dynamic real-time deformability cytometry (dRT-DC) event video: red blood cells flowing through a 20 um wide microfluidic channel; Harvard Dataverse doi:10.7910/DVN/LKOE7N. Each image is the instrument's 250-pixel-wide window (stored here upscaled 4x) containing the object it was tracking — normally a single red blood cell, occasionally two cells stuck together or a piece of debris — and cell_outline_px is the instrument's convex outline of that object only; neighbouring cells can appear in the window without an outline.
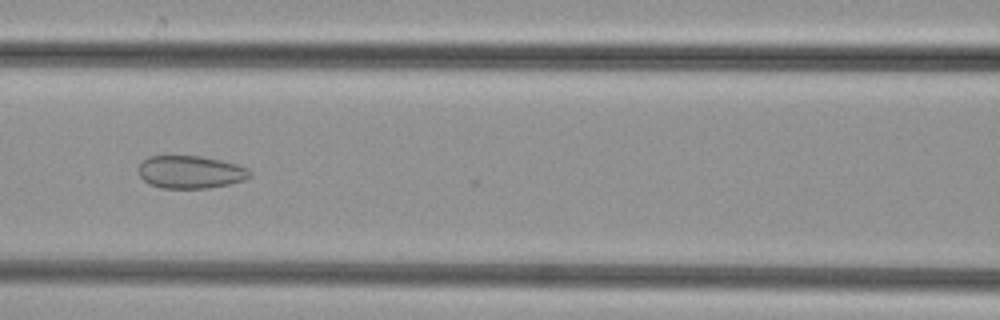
{"species": "common noctule bat (a hibernating species)", "species_latin": "Nyctalus noctula", "temperature_condition": "cold", "stored_images_in_passage": 51, "camera_frame_rate_fps": 3000, "um_per_image_px": 0.085, "animal": {"sex": "female", "body_mass_g": 29.2, "forearm_length_mm": 56.3}, "frame": {"image": 1, "passage_image": 23, "time_ms": 7.333, "image_size_px": [1000, 320], "cell_outline_px": [[252, 176], [244, 180], [228, 184], [208, 188], [160, 188], [148, 184], [140, 176], [140, 164], [148, 156], [200, 156], [220, 160], [236, 164], [248, 168], [252, 172]], "centroid_in_image_um": [16.21, 14.63], "position_along_channel_um": 150.4, "area_um2": 21.21}}
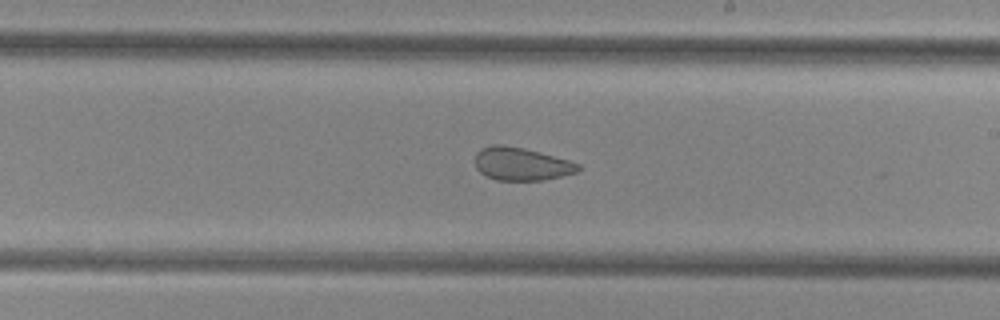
{"frame": {"image": 2, "passage_image": 30, "time_ms": 9.667, "image_size_px": [1000, 320], "cell_outline_px": [[580, 168], [576, 172], [544, 180], [496, 180], [480, 172], [476, 168], [476, 152], [492, 144], [504, 144], [524, 148], [540, 152], [568, 160], [580, 164]], "centroid_in_image_um": [44.31, 13.93], "position_along_channel_um": 244.7, "area_um2": 19.65}}
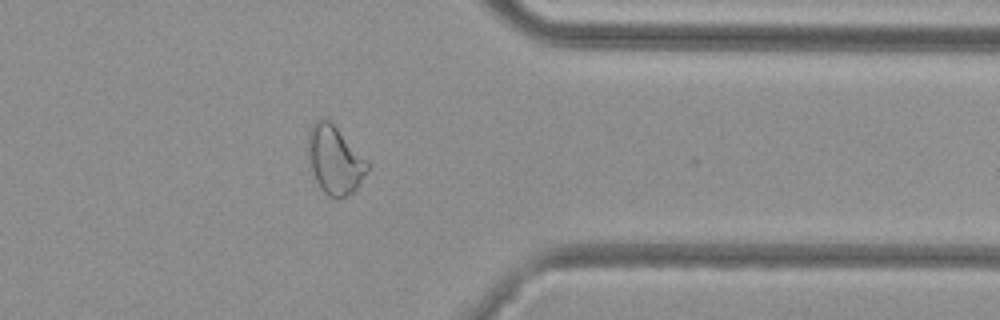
{"frame": {"image": 3, "passage_image": 41, "time_ms": 13.333, "image_size_px": [1000, 320], "cell_outline_px": [[368, 172], [356, 188], [352, 192], [336, 200], [328, 196], [320, 188], [316, 180], [308, 160], [308, 136], [312, 124], [316, 120], [328, 120], [336, 128], [368, 164]], "centroid_in_image_um": [28.42, 13.65], "position_along_channel_um": 383.0, "area_um2": 22.83}}